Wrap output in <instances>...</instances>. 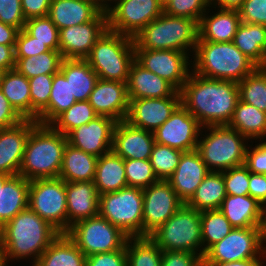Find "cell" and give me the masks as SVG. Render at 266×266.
<instances>
[{"instance_id":"1","label":"cell","mask_w":266,"mask_h":266,"mask_svg":"<svg viewBox=\"0 0 266 266\" xmlns=\"http://www.w3.org/2000/svg\"><path fill=\"white\" fill-rule=\"evenodd\" d=\"M179 92L181 104L203 127L228 125L240 99L237 82L206 78L192 70Z\"/></svg>"},{"instance_id":"2","label":"cell","mask_w":266,"mask_h":266,"mask_svg":"<svg viewBox=\"0 0 266 266\" xmlns=\"http://www.w3.org/2000/svg\"><path fill=\"white\" fill-rule=\"evenodd\" d=\"M60 234L49 222L27 208L0 228V250L7 265L11 260L32 258L33 266Z\"/></svg>"},{"instance_id":"3","label":"cell","mask_w":266,"mask_h":266,"mask_svg":"<svg viewBox=\"0 0 266 266\" xmlns=\"http://www.w3.org/2000/svg\"><path fill=\"white\" fill-rule=\"evenodd\" d=\"M67 143L66 135L37 123L27 139L19 175L29 181L58 178Z\"/></svg>"},{"instance_id":"4","label":"cell","mask_w":266,"mask_h":266,"mask_svg":"<svg viewBox=\"0 0 266 266\" xmlns=\"http://www.w3.org/2000/svg\"><path fill=\"white\" fill-rule=\"evenodd\" d=\"M192 56V71L210 79L238 83L257 68L233 42L198 41Z\"/></svg>"},{"instance_id":"5","label":"cell","mask_w":266,"mask_h":266,"mask_svg":"<svg viewBox=\"0 0 266 266\" xmlns=\"http://www.w3.org/2000/svg\"><path fill=\"white\" fill-rule=\"evenodd\" d=\"M198 38L196 20L164 12L133 37L135 49L174 50L187 54H194Z\"/></svg>"},{"instance_id":"6","label":"cell","mask_w":266,"mask_h":266,"mask_svg":"<svg viewBox=\"0 0 266 266\" xmlns=\"http://www.w3.org/2000/svg\"><path fill=\"white\" fill-rule=\"evenodd\" d=\"M202 129H207V134L201 130L197 150L210 172H223L245 164L249 141L245 136L228 125Z\"/></svg>"},{"instance_id":"7","label":"cell","mask_w":266,"mask_h":266,"mask_svg":"<svg viewBox=\"0 0 266 266\" xmlns=\"http://www.w3.org/2000/svg\"><path fill=\"white\" fill-rule=\"evenodd\" d=\"M98 79L127 83L129 69L135 60L134 39L107 30L85 58Z\"/></svg>"},{"instance_id":"8","label":"cell","mask_w":266,"mask_h":266,"mask_svg":"<svg viewBox=\"0 0 266 266\" xmlns=\"http://www.w3.org/2000/svg\"><path fill=\"white\" fill-rule=\"evenodd\" d=\"M149 237L162 251H186L203 259L201 212L186 203Z\"/></svg>"},{"instance_id":"9","label":"cell","mask_w":266,"mask_h":266,"mask_svg":"<svg viewBox=\"0 0 266 266\" xmlns=\"http://www.w3.org/2000/svg\"><path fill=\"white\" fill-rule=\"evenodd\" d=\"M99 215L127 237H143V189L126 187L99 195Z\"/></svg>"},{"instance_id":"10","label":"cell","mask_w":266,"mask_h":266,"mask_svg":"<svg viewBox=\"0 0 266 266\" xmlns=\"http://www.w3.org/2000/svg\"><path fill=\"white\" fill-rule=\"evenodd\" d=\"M265 228H233L204 254L203 263H227L266 257Z\"/></svg>"},{"instance_id":"11","label":"cell","mask_w":266,"mask_h":266,"mask_svg":"<svg viewBox=\"0 0 266 266\" xmlns=\"http://www.w3.org/2000/svg\"><path fill=\"white\" fill-rule=\"evenodd\" d=\"M28 208L49 222L60 233L67 232V198L61 178L30 181Z\"/></svg>"},{"instance_id":"12","label":"cell","mask_w":266,"mask_h":266,"mask_svg":"<svg viewBox=\"0 0 266 266\" xmlns=\"http://www.w3.org/2000/svg\"><path fill=\"white\" fill-rule=\"evenodd\" d=\"M67 236L87 257L95 253L120 250L127 236L99 214L73 224Z\"/></svg>"},{"instance_id":"13","label":"cell","mask_w":266,"mask_h":266,"mask_svg":"<svg viewBox=\"0 0 266 266\" xmlns=\"http://www.w3.org/2000/svg\"><path fill=\"white\" fill-rule=\"evenodd\" d=\"M108 30L134 37L158 18L164 8L159 0H119L107 11Z\"/></svg>"},{"instance_id":"14","label":"cell","mask_w":266,"mask_h":266,"mask_svg":"<svg viewBox=\"0 0 266 266\" xmlns=\"http://www.w3.org/2000/svg\"><path fill=\"white\" fill-rule=\"evenodd\" d=\"M190 54L174 50L135 49V60L180 91L192 70ZM190 62V63H189Z\"/></svg>"},{"instance_id":"15","label":"cell","mask_w":266,"mask_h":266,"mask_svg":"<svg viewBox=\"0 0 266 266\" xmlns=\"http://www.w3.org/2000/svg\"><path fill=\"white\" fill-rule=\"evenodd\" d=\"M183 204L168 181L159 180L143 188V237L155 232Z\"/></svg>"},{"instance_id":"16","label":"cell","mask_w":266,"mask_h":266,"mask_svg":"<svg viewBox=\"0 0 266 266\" xmlns=\"http://www.w3.org/2000/svg\"><path fill=\"white\" fill-rule=\"evenodd\" d=\"M199 121L180 104L171 116L153 132L155 143L187 152L197 149L202 129Z\"/></svg>"},{"instance_id":"17","label":"cell","mask_w":266,"mask_h":266,"mask_svg":"<svg viewBox=\"0 0 266 266\" xmlns=\"http://www.w3.org/2000/svg\"><path fill=\"white\" fill-rule=\"evenodd\" d=\"M107 30L106 11H102L93 21L59 30V51L63 59H85Z\"/></svg>"},{"instance_id":"18","label":"cell","mask_w":266,"mask_h":266,"mask_svg":"<svg viewBox=\"0 0 266 266\" xmlns=\"http://www.w3.org/2000/svg\"><path fill=\"white\" fill-rule=\"evenodd\" d=\"M126 121L146 131H156L181 104L180 92L170 97L129 100Z\"/></svg>"},{"instance_id":"19","label":"cell","mask_w":266,"mask_h":266,"mask_svg":"<svg viewBox=\"0 0 266 266\" xmlns=\"http://www.w3.org/2000/svg\"><path fill=\"white\" fill-rule=\"evenodd\" d=\"M117 121L108 116H97L87 124L70 131L68 144L97 158L111 151L113 131Z\"/></svg>"},{"instance_id":"20","label":"cell","mask_w":266,"mask_h":266,"mask_svg":"<svg viewBox=\"0 0 266 266\" xmlns=\"http://www.w3.org/2000/svg\"><path fill=\"white\" fill-rule=\"evenodd\" d=\"M88 101L99 116L117 122L127 118L130 101L126 83L98 79Z\"/></svg>"},{"instance_id":"21","label":"cell","mask_w":266,"mask_h":266,"mask_svg":"<svg viewBox=\"0 0 266 266\" xmlns=\"http://www.w3.org/2000/svg\"><path fill=\"white\" fill-rule=\"evenodd\" d=\"M37 123L24 119L17 125L0 129V173L19 175L27 139Z\"/></svg>"},{"instance_id":"22","label":"cell","mask_w":266,"mask_h":266,"mask_svg":"<svg viewBox=\"0 0 266 266\" xmlns=\"http://www.w3.org/2000/svg\"><path fill=\"white\" fill-rule=\"evenodd\" d=\"M154 144L153 132L132 126L126 120L116 123L111 150L123 159H149Z\"/></svg>"},{"instance_id":"23","label":"cell","mask_w":266,"mask_h":266,"mask_svg":"<svg viewBox=\"0 0 266 266\" xmlns=\"http://www.w3.org/2000/svg\"><path fill=\"white\" fill-rule=\"evenodd\" d=\"M210 170L202 160L197 149L182 152L179 164L167 180L178 198L187 203Z\"/></svg>"},{"instance_id":"24","label":"cell","mask_w":266,"mask_h":266,"mask_svg":"<svg viewBox=\"0 0 266 266\" xmlns=\"http://www.w3.org/2000/svg\"><path fill=\"white\" fill-rule=\"evenodd\" d=\"M67 231L78 221L99 214V194L94 181L65 182Z\"/></svg>"},{"instance_id":"25","label":"cell","mask_w":266,"mask_h":266,"mask_svg":"<svg viewBox=\"0 0 266 266\" xmlns=\"http://www.w3.org/2000/svg\"><path fill=\"white\" fill-rule=\"evenodd\" d=\"M219 210L233 228H265L266 209L250 195H226Z\"/></svg>"},{"instance_id":"26","label":"cell","mask_w":266,"mask_h":266,"mask_svg":"<svg viewBox=\"0 0 266 266\" xmlns=\"http://www.w3.org/2000/svg\"><path fill=\"white\" fill-rule=\"evenodd\" d=\"M126 84L129 100L170 97L177 91L169 82L145 69L136 60L130 66Z\"/></svg>"},{"instance_id":"27","label":"cell","mask_w":266,"mask_h":266,"mask_svg":"<svg viewBox=\"0 0 266 266\" xmlns=\"http://www.w3.org/2000/svg\"><path fill=\"white\" fill-rule=\"evenodd\" d=\"M102 11L93 0H52L48 17L61 30L93 21Z\"/></svg>"},{"instance_id":"28","label":"cell","mask_w":266,"mask_h":266,"mask_svg":"<svg viewBox=\"0 0 266 266\" xmlns=\"http://www.w3.org/2000/svg\"><path fill=\"white\" fill-rule=\"evenodd\" d=\"M206 11L198 23V41L232 42L241 23L238 10L218 8L210 15Z\"/></svg>"},{"instance_id":"29","label":"cell","mask_w":266,"mask_h":266,"mask_svg":"<svg viewBox=\"0 0 266 266\" xmlns=\"http://www.w3.org/2000/svg\"><path fill=\"white\" fill-rule=\"evenodd\" d=\"M29 185V180L15 175L0 187V228L28 208Z\"/></svg>"},{"instance_id":"30","label":"cell","mask_w":266,"mask_h":266,"mask_svg":"<svg viewBox=\"0 0 266 266\" xmlns=\"http://www.w3.org/2000/svg\"><path fill=\"white\" fill-rule=\"evenodd\" d=\"M94 185L99 195L128 187L124 159L112 150L100 156L96 163Z\"/></svg>"},{"instance_id":"31","label":"cell","mask_w":266,"mask_h":266,"mask_svg":"<svg viewBox=\"0 0 266 266\" xmlns=\"http://www.w3.org/2000/svg\"><path fill=\"white\" fill-rule=\"evenodd\" d=\"M97 159L67 143L59 178L65 182L94 181Z\"/></svg>"},{"instance_id":"32","label":"cell","mask_w":266,"mask_h":266,"mask_svg":"<svg viewBox=\"0 0 266 266\" xmlns=\"http://www.w3.org/2000/svg\"><path fill=\"white\" fill-rule=\"evenodd\" d=\"M60 72L70 82L71 94L76 101L89 99L98 76L85 59H63Z\"/></svg>"},{"instance_id":"33","label":"cell","mask_w":266,"mask_h":266,"mask_svg":"<svg viewBox=\"0 0 266 266\" xmlns=\"http://www.w3.org/2000/svg\"><path fill=\"white\" fill-rule=\"evenodd\" d=\"M33 266H86V256L66 233H61Z\"/></svg>"},{"instance_id":"34","label":"cell","mask_w":266,"mask_h":266,"mask_svg":"<svg viewBox=\"0 0 266 266\" xmlns=\"http://www.w3.org/2000/svg\"><path fill=\"white\" fill-rule=\"evenodd\" d=\"M228 126L251 140V143L252 139L263 141L266 137V112L239 99Z\"/></svg>"},{"instance_id":"35","label":"cell","mask_w":266,"mask_h":266,"mask_svg":"<svg viewBox=\"0 0 266 266\" xmlns=\"http://www.w3.org/2000/svg\"><path fill=\"white\" fill-rule=\"evenodd\" d=\"M0 90L23 119L31 120V96L27 77L15 68L5 71Z\"/></svg>"},{"instance_id":"36","label":"cell","mask_w":266,"mask_h":266,"mask_svg":"<svg viewBox=\"0 0 266 266\" xmlns=\"http://www.w3.org/2000/svg\"><path fill=\"white\" fill-rule=\"evenodd\" d=\"M226 195L222 172H209L186 204L200 212L218 210Z\"/></svg>"},{"instance_id":"37","label":"cell","mask_w":266,"mask_h":266,"mask_svg":"<svg viewBox=\"0 0 266 266\" xmlns=\"http://www.w3.org/2000/svg\"><path fill=\"white\" fill-rule=\"evenodd\" d=\"M76 99L71 94L70 82L59 71L53 74L48 106L38 115L37 122L50 125L60 114L69 109Z\"/></svg>"},{"instance_id":"38","label":"cell","mask_w":266,"mask_h":266,"mask_svg":"<svg viewBox=\"0 0 266 266\" xmlns=\"http://www.w3.org/2000/svg\"><path fill=\"white\" fill-rule=\"evenodd\" d=\"M265 39L266 28L263 25L241 22L232 42L257 67L263 68Z\"/></svg>"},{"instance_id":"39","label":"cell","mask_w":266,"mask_h":266,"mask_svg":"<svg viewBox=\"0 0 266 266\" xmlns=\"http://www.w3.org/2000/svg\"><path fill=\"white\" fill-rule=\"evenodd\" d=\"M127 266H161L162 250L149 237H128L125 244Z\"/></svg>"},{"instance_id":"40","label":"cell","mask_w":266,"mask_h":266,"mask_svg":"<svg viewBox=\"0 0 266 266\" xmlns=\"http://www.w3.org/2000/svg\"><path fill=\"white\" fill-rule=\"evenodd\" d=\"M63 57L59 50H49L40 55L27 58H15V69L28 79L60 71Z\"/></svg>"},{"instance_id":"41","label":"cell","mask_w":266,"mask_h":266,"mask_svg":"<svg viewBox=\"0 0 266 266\" xmlns=\"http://www.w3.org/2000/svg\"><path fill=\"white\" fill-rule=\"evenodd\" d=\"M232 229L230 222L219 209L201 211L203 257L211 246L224 239Z\"/></svg>"},{"instance_id":"42","label":"cell","mask_w":266,"mask_h":266,"mask_svg":"<svg viewBox=\"0 0 266 266\" xmlns=\"http://www.w3.org/2000/svg\"><path fill=\"white\" fill-rule=\"evenodd\" d=\"M238 87L241 101L266 112V68L257 67L238 82Z\"/></svg>"},{"instance_id":"43","label":"cell","mask_w":266,"mask_h":266,"mask_svg":"<svg viewBox=\"0 0 266 266\" xmlns=\"http://www.w3.org/2000/svg\"><path fill=\"white\" fill-rule=\"evenodd\" d=\"M99 116L89 101H77L69 109L60 114L50 125L58 132L67 135L70 131L87 124Z\"/></svg>"},{"instance_id":"44","label":"cell","mask_w":266,"mask_h":266,"mask_svg":"<svg viewBox=\"0 0 266 266\" xmlns=\"http://www.w3.org/2000/svg\"><path fill=\"white\" fill-rule=\"evenodd\" d=\"M182 151L155 143L149 161L158 180L167 181L177 168Z\"/></svg>"},{"instance_id":"45","label":"cell","mask_w":266,"mask_h":266,"mask_svg":"<svg viewBox=\"0 0 266 266\" xmlns=\"http://www.w3.org/2000/svg\"><path fill=\"white\" fill-rule=\"evenodd\" d=\"M24 29L50 50H59V29L48 16L27 19Z\"/></svg>"},{"instance_id":"46","label":"cell","mask_w":266,"mask_h":266,"mask_svg":"<svg viewBox=\"0 0 266 266\" xmlns=\"http://www.w3.org/2000/svg\"><path fill=\"white\" fill-rule=\"evenodd\" d=\"M128 187L146 188L158 182L149 159H124Z\"/></svg>"},{"instance_id":"47","label":"cell","mask_w":266,"mask_h":266,"mask_svg":"<svg viewBox=\"0 0 266 266\" xmlns=\"http://www.w3.org/2000/svg\"><path fill=\"white\" fill-rule=\"evenodd\" d=\"M52 82L53 74H43L29 79L31 120L37 121L38 115L48 106Z\"/></svg>"},{"instance_id":"48","label":"cell","mask_w":266,"mask_h":266,"mask_svg":"<svg viewBox=\"0 0 266 266\" xmlns=\"http://www.w3.org/2000/svg\"><path fill=\"white\" fill-rule=\"evenodd\" d=\"M210 6V0H172L164 8V13L194 19L199 23Z\"/></svg>"},{"instance_id":"49","label":"cell","mask_w":266,"mask_h":266,"mask_svg":"<svg viewBox=\"0 0 266 266\" xmlns=\"http://www.w3.org/2000/svg\"><path fill=\"white\" fill-rule=\"evenodd\" d=\"M222 174L228 195H249L250 171L245 165L228 169Z\"/></svg>"},{"instance_id":"50","label":"cell","mask_w":266,"mask_h":266,"mask_svg":"<svg viewBox=\"0 0 266 266\" xmlns=\"http://www.w3.org/2000/svg\"><path fill=\"white\" fill-rule=\"evenodd\" d=\"M14 50L15 58H27L40 55L50 49L44 43L37 41L23 28L18 33Z\"/></svg>"},{"instance_id":"51","label":"cell","mask_w":266,"mask_h":266,"mask_svg":"<svg viewBox=\"0 0 266 266\" xmlns=\"http://www.w3.org/2000/svg\"><path fill=\"white\" fill-rule=\"evenodd\" d=\"M238 12L242 23L259 24L266 28V0H245Z\"/></svg>"},{"instance_id":"52","label":"cell","mask_w":266,"mask_h":266,"mask_svg":"<svg viewBox=\"0 0 266 266\" xmlns=\"http://www.w3.org/2000/svg\"><path fill=\"white\" fill-rule=\"evenodd\" d=\"M0 21L19 30L23 29L26 18L22 12L21 0H0Z\"/></svg>"},{"instance_id":"53","label":"cell","mask_w":266,"mask_h":266,"mask_svg":"<svg viewBox=\"0 0 266 266\" xmlns=\"http://www.w3.org/2000/svg\"><path fill=\"white\" fill-rule=\"evenodd\" d=\"M247 146L245 156V166L251 173H260L266 175V139Z\"/></svg>"},{"instance_id":"54","label":"cell","mask_w":266,"mask_h":266,"mask_svg":"<svg viewBox=\"0 0 266 266\" xmlns=\"http://www.w3.org/2000/svg\"><path fill=\"white\" fill-rule=\"evenodd\" d=\"M86 266H127L125 245L120 250L87 256Z\"/></svg>"},{"instance_id":"55","label":"cell","mask_w":266,"mask_h":266,"mask_svg":"<svg viewBox=\"0 0 266 266\" xmlns=\"http://www.w3.org/2000/svg\"><path fill=\"white\" fill-rule=\"evenodd\" d=\"M203 259L195 253L186 251H162L161 266H202Z\"/></svg>"},{"instance_id":"56","label":"cell","mask_w":266,"mask_h":266,"mask_svg":"<svg viewBox=\"0 0 266 266\" xmlns=\"http://www.w3.org/2000/svg\"><path fill=\"white\" fill-rule=\"evenodd\" d=\"M23 120L0 90V129L12 127Z\"/></svg>"},{"instance_id":"57","label":"cell","mask_w":266,"mask_h":266,"mask_svg":"<svg viewBox=\"0 0 266 266\" xmlns=\"http://www.w3.org/2000/svg\"><path fill=\"white\" fill-rule=\"evenodd\" d=\"M51 1L52 0H21L22 12L26 20L34 17L48 16Z\"/></svg>"},{"instance_id":"58","label":"cell","mask_w":266,"mask_h":266,"mask_svg":"<svg viewBox=\"0 0 266 266\" xmlns=\"http://www.w3.org/2000/svg\"><path fill=\"white\" fill-rule=\"evenodd\" d=\"M248 189L249 195L266 209V175L250 172Z\"/></svg>"},{"instance_id":"59","label":"cell","mask_w":266,"mask_h":266,"mask_svg":"<svg viewBox=\"0 0 266 266\" xmlns=\"http://www.w3.org/2000/svg\"><path fill=\"white\" fill-rule=\"evenodd\" d=\"M15 45L0 44V69L8 71L15 68Z\"/></svg>"},{"instance_id":"60","label":"cell","mask_w":266,"mask_h":266,"mask_svg":"<svg viewBox=\"0 0 266 266\" xmlns=\"http://www.w3.org/2000/svg\"><path fill=\"white\" fill-rule=\"evenodd\" d=\"M19 29L0 21V44L15 45Z\"/></svg>"},{"instance_id":"61","label":"cell","mask_w":266,"mask_h":266,"mask_svg":"<svg viewBox=\"0 0 266 266\" xmlns=\"http://www.w3.org/2000/svg\"><path fill=\"white\" fill-rule=\"evenodd\" d=\"M263 260V261H262ZM266 258H251L227 263H203L204 266H263Z\"/></svg>"},{"instance_id":"62","label":"cell","mask_w":266,"mask_h":266,"mask_svg":"<svg viewBox=\"0 0 266 266\" xmlns=\"http://www.w3.org/2000/svg\"><path fill=\"white\" fill-rule=\"evenodd\" d=\"M245 0H210V7L238 10ZM216 6V7H215Z\"/></svg>"},{"instance_id":"63","label":"cell","mask_w":266,"mask_h":266,"mask_svg":"<svg viewBox=\"0 0 266 266\" xmlns=\"http://www.w3.org/2000/svg\"><path fill=\"white\" fill-rule=\"evenodd\" d=\"M103 11H107L111 8V4L116 3L119 0H93ZM110 2V3H109ZM113 2V3H112ZM109 3V4H108Z\"/></svg>"},{"instance_id":"64","label":"cell","mask_w":266,"mask_h":266,"mask_svg":"<svg viewBox=\"0 0 266 266\" xmlns=\"http://www.w3.org/2000/svg\"><path fill=\"white\" fill-rule=\"evenodd\" d=\"M10 177L11 175L0 173V187H2Z\"/></svg>"},{"instance_id":"65","label":"cell","mask_w":266,"mask_h":266,"mask_svg":"<svg viewBox=\"0 0 266 266\" xmlns=\"http://www.w3.org/2000/svg\"><path fill=\"white\" fill-rule=\"evenodd\" d=\"M6 264L7 262L5 260V257L3 256V252L0 250V266H8Z\"/></svg>"},{"instance_id":"66","label":"cell","mask_w":266,"mask_h":266,"mask_svg":"<svg viewBox=\"0 0 266 266\" xmlns=\"http://www.w3.org/2000/svg\"><path fill=\"white\" fill-rule=\"evenodd\" d=\"M263 68H266V39H265V44L263 48Z\"/></svg>"},{"instance_id":"67","label":"cell","mask_w":266,"mask_h":266,"mask_svg":"<svg viewBox=\"0 0 266 266\" xmlns=\"http://www.w3.org/2000/svg\"><path fill=\"white\" fill-rule=\"evenodd\" d=\"M170 1L172 0H159V3L163 8H165Z\"/></svg>"},{"instance_id":"68","label":"cell","mask_w":266,"mask_h":266,"mask_svg":"<svg viewBox=\"0 0 266 266\" xmlns=\"http://www.w3.org/2000/svg\"><path fill=\"white\" fill-rule=\"evenodd\" d=\"M4 72H5L4 70L0 69V85H1V80H2Z\"/></svg>"}]
</instances>
